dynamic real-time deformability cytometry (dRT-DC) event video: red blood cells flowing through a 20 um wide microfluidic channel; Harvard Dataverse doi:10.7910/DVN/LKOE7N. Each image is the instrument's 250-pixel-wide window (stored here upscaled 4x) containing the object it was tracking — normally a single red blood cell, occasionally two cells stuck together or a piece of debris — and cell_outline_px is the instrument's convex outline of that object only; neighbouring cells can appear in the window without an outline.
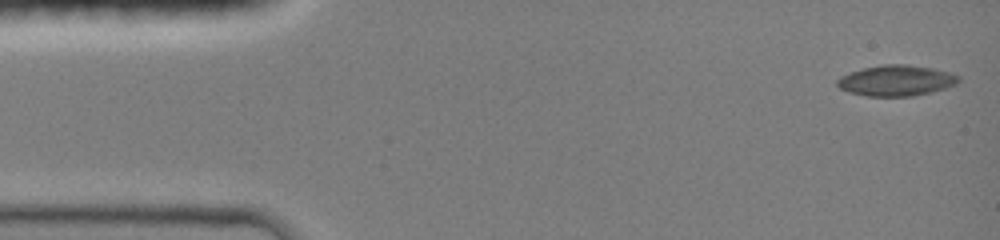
{"species": "common noctule bat (a hibernating species)", "species_latin": "Nyctalus noctula", "temperature_condition": "room temperature", "stored_images_in_passage": 30, "camera_frame_rate_fps": 3000, "um_per_image_px": 0.085, "animal": {"sex": "female", "body_mass_g": 19.0, "forearm_length_mm": 51.5}, "frame": {"image": 1, "passage_image": 1, "time_ms": 0.0, "image_size_px": [1000, 240], "cell_outline_px": [[960, 80], [956, 84], [932, 92], [912, 96], [868, 96], [848, 92], [840, 88], [836, 84], [836, 80], [840, 76], [864, 68], [884, 64], [904, 64], [932, 68], [952, 72], [960, 76]], "centroid_in_image_um": [76.2, 6.85], "position_along_channel_um": 8.8, "area_um2": 21.73}}
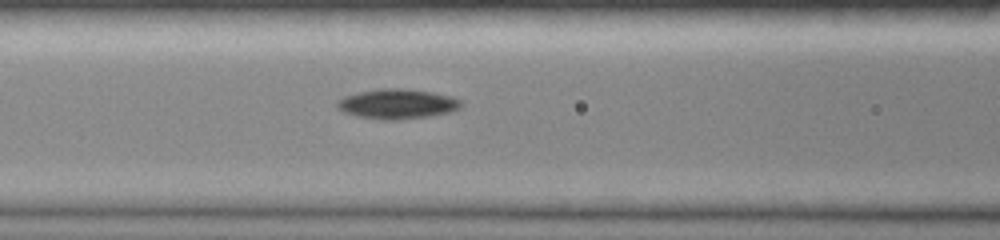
{"frame": {"image": 2, "passage_image": 13, "time_ms": 5.667, "image_size_px": [1000, 240], "cell_outline_px": [[460, 108], [452, 112], [428, 116], [396, 120], [384, 120], [356, 116], [344, 112], [336, 104], [336, 100], [344, 96], [360, 92], [384, 88], [400, 88], [432, 92], [452, 96], [460, 100]], "centroid_in_image_um": [33.77, 8.83], "position_along_channel_um": 132.8, "area_um2": 21.44}}
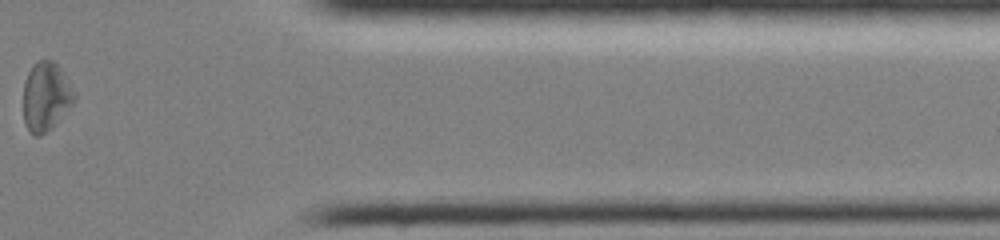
{"frame": {"image": 3, "passage_image": 26, "time_ms": 12.667, "image_size_px": [1000, 240], "cell_outline_px": [[76, 100], [52, 128], [40, 136], [32, 136], [28, 132], [24, 124], [24, 84], [28, 72], [32, 64], [40, 60], [52, 60], [60, 68], [76, 96]], "centroid_in_image_um": [3.88, 8.25], "position_along_channel_um": 407.5, "area_um2": 20.46}, "authors_computed_cell_mechanics": {"area_um2": 20.519, "velocity_mm_per_s": 4.1571, "shape_relaxation_time_tau1_ms": 1.7771, "shape_relaxation_time_tau2_ms": null, "deformation_change_tau1": 0.1042, "deformation_change_tau2": null}}